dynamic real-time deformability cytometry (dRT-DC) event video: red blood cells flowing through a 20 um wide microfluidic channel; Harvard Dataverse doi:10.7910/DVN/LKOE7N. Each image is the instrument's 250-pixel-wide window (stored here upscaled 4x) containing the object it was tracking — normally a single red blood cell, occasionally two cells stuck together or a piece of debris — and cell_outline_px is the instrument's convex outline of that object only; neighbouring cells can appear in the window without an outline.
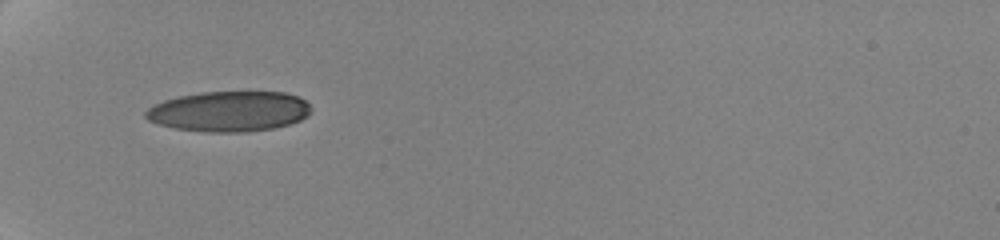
{"species": "human", "species_latin": "Homo sapiens", "temperature_condition": "cold", "stored_images_in_passage": 50, "camera_frame_rate_fps": 3000, "um_per_image_px": 0.085, "donor": {"sex": "female"}, "frame": {"image": 1, "passage_image": 1, "time_ms": 0.0, "image_size_px": [1000, 240], "cell_outline_px": [[312, 112], [308, 116], [300, 120], [288, 124], [272, 128], [248, 132], [204, 132], [176, 128], [160, 124], [148, 120], [144, 116], [144, 112], [148, 108], [164, 100], [180, 96], [200, 92], [284, 92], [300, 96], [312, 108]], "centroid_in_image_um": [19.5, 9.46], "position_along_channel_um": 65.5, "area_um2": 38.96}}
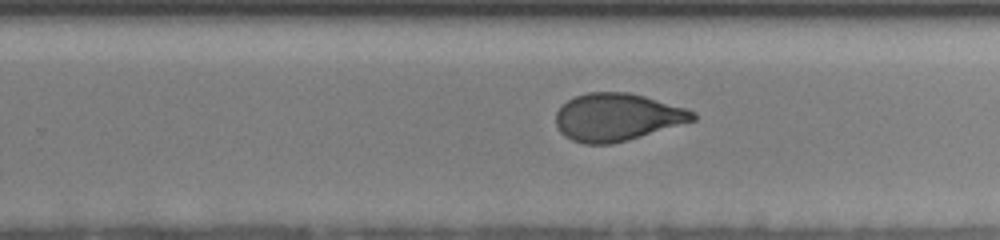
{"frame": {"image": 2, "passage_image": 23, "time_ms": 6.333, "image_size_px": [1000, 240], "cell_outline_px": [[696, 120], [628, 140], [612, 144], [584, 144], [572, 140], [564, 136], [560, 132], [556, 124], [556, 112], [568, 100], [576, 96], [588, 92], [628, 92], [644, 96], [684, 108], [696, 112]], "centroid_in_image_um": [52.44, 9.97], "position_along_channel_um": 277.4, "area_um2": 37.8}}
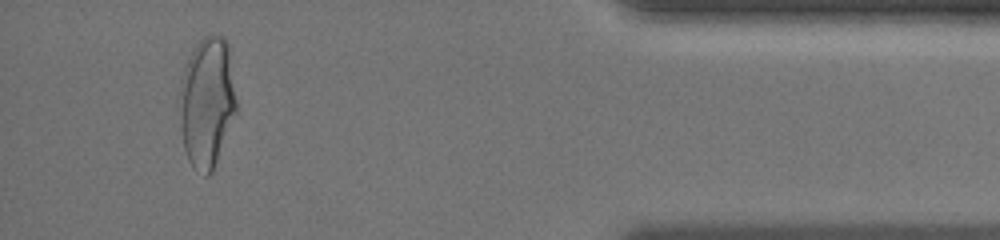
{"frame": {"image": 3, "passage_image": 45, "time_ms": 11.333, "image_size_px": [1000, 240], "cell_outline_px": [[240, 104], [212, 172], [208, 176], [204, 176], [188, 160], [184, 148], [176, 104], [176, 100], [180, 80], [188, 56], [196, 44], [204, 36], [224, 36], [228, 44]], "centroid_in_image_um": [17.59, 8.66], "position_along_channel_um": 417.6, "area_um2": 44.68}, "authors_computed_cell_mechanics": {"area_um2": 39.8242, "velocity_mm_per_s": 3.5459, "shape_relaxation_time_tau1_ms": 3.7341, "shape_relaxation_time_tau2_ms": 1.3684, "deformation_change_tau1": 0.1726, "deformation_change_tau2": 0.0678}}